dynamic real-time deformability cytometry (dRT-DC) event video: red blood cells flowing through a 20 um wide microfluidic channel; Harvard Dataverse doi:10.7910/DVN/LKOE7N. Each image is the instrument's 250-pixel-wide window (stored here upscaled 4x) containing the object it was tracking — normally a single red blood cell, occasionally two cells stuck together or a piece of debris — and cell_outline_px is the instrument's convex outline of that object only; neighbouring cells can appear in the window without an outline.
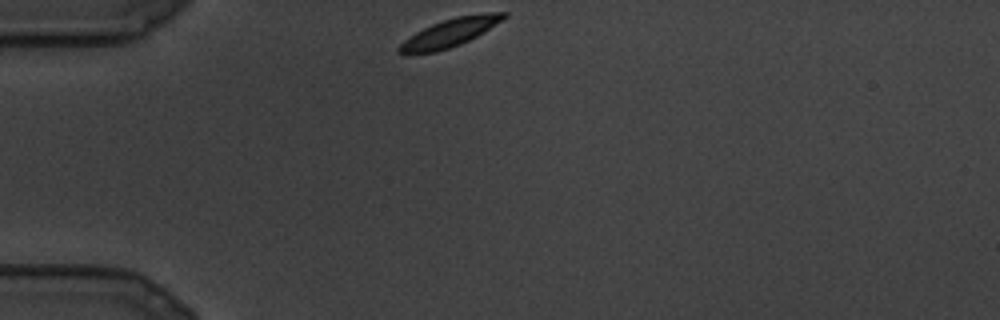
{"species": "common noctule bat (a hibernating species)", "species_latin": "Nyctalus noctula", "temperature_condition": "cold", "stored_images_in_passage": 4, "camera_frame_rate_fps": 3000, "um_per_image_px": 0.085, "animal": {"sex": "male", "body_mass_g": 19.5, "forearm_length_mm": 54.6}, "frame": {"image": 1, "passage_image": 1, "time_ms": 0.0, "image_size_px": [1000, 320], "cell_outline_px": [[508, 16], [504, 20], [476, 36], [460, 44], [436, 52], [400, 52], [396, 48], [404, 40], [416, 32], [432, 24], [456, 16], [484, 12], [508, 12]], "centroid_in_image_um": [38.32, 2.74], "position_along_channel_um": 46.7, "area_um2": 16.82}}
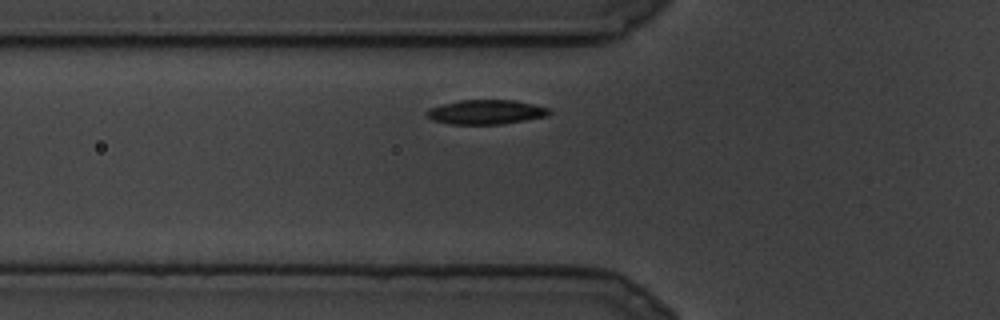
{"frame": {"image": 2, "passage_image": 4, "time_ms": 1.0, "image_size_px": [1000, 320], "cell_outline_px": [[552, 112], [548, 116], [504, 124], [448, 124], [432, 120], [428, 116], [428, 112], [432, 108], [444, 104], [460, 100], [516, 100], [548, 108]], "centroid_in_image_um": [41.37, 9.53], "position_along_channel_um": 84.4, "area_um2": 17.28}}